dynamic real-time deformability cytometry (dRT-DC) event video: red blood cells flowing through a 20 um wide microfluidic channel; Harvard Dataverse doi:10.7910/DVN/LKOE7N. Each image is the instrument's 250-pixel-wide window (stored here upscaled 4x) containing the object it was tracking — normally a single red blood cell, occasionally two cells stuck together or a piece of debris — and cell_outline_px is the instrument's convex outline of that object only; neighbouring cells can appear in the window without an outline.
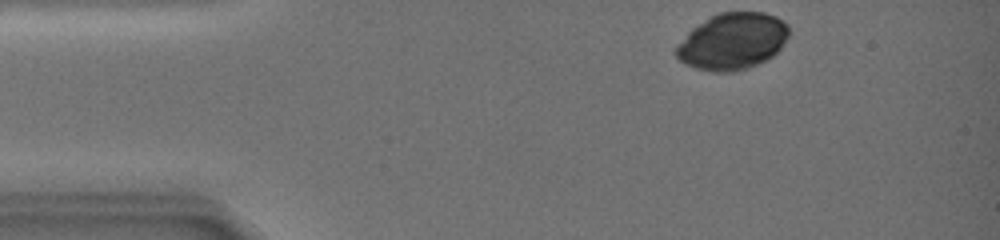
{"species": "common noctule bat (a hibernating species)", "species_latin": "Nyctalus noctula", "temperature_condition": "warm", "stored_images_in_passage": 37, "camera_frame_rate_fps": 3000, "um_per_image_px": 0.085, "animal": {"sex": "female", "body_mass_g": 19.0, "forearm_length_mm": 51.5}, "frame": {"image": 1, "passage_image": 1, "time_ms": 0.0, "image_size_px": [1000, 240], "cell_outline_px": [[788, 36], [780, 48], [772, 56], [748, 68], [736, 72], [712, 72], [696, 68], [684, 64], [672, 52], [676, 44], [692, 28], [712, 16], [720, 12], [764, 12], [776, 16], [784, 20], [788, 24]], "centroid_in_image_um": [62.23, 3.52], "position_along_channel_um": 22.8, "area_um2": 37.34}}